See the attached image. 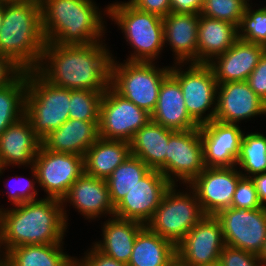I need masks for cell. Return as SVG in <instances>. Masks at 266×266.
Returning a JSON list of instances; mask_svg holds the SVG:
<instances>
[{"label":"cell","mask_w":266,"mask_h":266,"mask_svg":"<svg viewBox=\"0 0 266 266\" xmlns=\"http://www.w3.org/2000/svg\"><path fill=\"white\" fill-rule=\"evenodd\" d=\"M29 169H31L32 178L33 177L34 178L32 180L31 179L29 180V179L24 178L22 176L15 175L14 180L17 183L16 182L13 183V185L10 186L11 189L9 188L10 191L9 190L7 191L9 201L11 202V204L13 206L20 205L24 202H29V201H33V200L38 199V198H36L38 195L37 194L38 189H35V183H38L37 182V173H36L34 166H30ZM22 178H24L25 180H23ZM35 180H36V182H35ZM15 185L18 187H14Z\"/></svg>","instance_id":"obj_38"},{"label":"cell","mask_w":266,"mask_h":266,"mask_svg":"<svg viewBox=\"0 0 266 266\" xmlns=\"http://www.w3.org/2000/svg\"><path fill=\"white\" fill-rule=\"evenodd\" d=\"M99 121L68 119L58 129L43 138L42 146L57 153L83 156L99 138Z\"/></svg>","instance_id":"obj_24"},{"label":"cell","mask_w":266,"mask_h":266,"mask_svg":"<svg viewBox=\"0 0 266 266\" xmlns=\"http://www.w3.org/2000/svg\"><path fill=\"white\" fill-rule=\"evenodd\" d=\"M150 170L142 160L132 155L121 163L106 180L113 206L115 207Z\"/></svg>","instance_id":"obj_31"},{"label":"cell","mask_w":266,"mask_h":266,"mask_svg":"<svg viewBox=\"0 0 266 266\" xmlns=\"http://www.w3.org/2000/svg\"><path fill=\"white\" fill-rule=\"evenodd\" d=\"M88 250L81 259L75 258V266H127L114 258L106 256L94 246Z\"/></svg>","instance_id":"obj_41"},{"label":"cell","mask_w":266,"mask_h":266,"mask_svg":"<svg viewBox=\"0 0 266 266\" xmlns=\"http://www.w3.org/2000/svg\"><path fill=\"white\" fill-rule=\"evenodd\" d=\"M224 247L220 221L215 215H205L176 245V253L186 265H203L219 261Z\"/></svg>","instance_id":"obj_14"},{"label":"cell","mask_w":266,"mask_h":266,"mask_svg":"<svg viewBox=\"0 0 266 266\" xmlns=\"http://www.w3.org/2000/svg\"><path fill=\"white\" fill-rule=\"evenodd\" d=\"M13 207L0 208L1 257L17 246L64 243L68 225L61 200L45 197Z\"/></svg>","instance_id":"obj_2"},{"label":"cell","mask_w":266,"mask_h":266,"mask_svg":"<svg viewBox=\"0 0 266 266\" xmlns=\"http://www.w3.org/2000/svg\"><path fill=\"white\" fill-rule=\"evenodd\" d=\"M231 207L247 210L263 207L259 201L255 184L251 178L242 176L239 179L233 195Z\"/></svg>","instance_id":"obj_37"},{"label":"cell","mask_w":266,"mask_h":266,"mask_svg":"<svg viewBox=\"0 0 266 266\" xmlns=\"http://www.w3.org/2000/svg\"><path fill=\"white\" fill-rule=\"evenodd\" d=\"M171 185L160 171L151 169L114 207V216L146 225Z\"/></svg>","instance_id":"obj_16"},{"label":"cell","mask_w":266,"mask_h":266,"mask_svg":"<svg viewBox=\"0 0 266 266\" xmlns=\"http://www.w3.org/2000/svg\"><path fill=\"white\" fill-rule=\"evenodd\" d=\"M151 120V114L122 97L111 86L104 91L99 114V137L130 142Z\"/></svg>","instance_id":"obj_10"},{"label":"cell","mask_w":266,"mask_h":266,"mask_svg":"<svg viewBox=\"0 0 266 266\" xmlns=\"http://www.w3.org/2000/svg\"><path fill=\"white\" fill-rule=\"evenodd\" d=\"M1 258L8 266H75V257L63 252V243L17 246Z\"/></svg>","instance_id":"obj_29"},{"label":"cell","mask_w":266,"mask_h":266,"mask_svg":"<svg viewBox=\"0 0 266 266\" xmlns=\"http://www.w3.org/2000/svg\"><path fill=\"white\" fill-rule=\"evenodd\" d=\"M104 91L70 90L69 118L99 121L100 103Z\"/></svg>","instance_id":"obj_34"},{"label":"cell","mask_w":266,"mask_h":266,"mask_svg":"<svg viewBox=\"0 0 266 266\" xmlns=\"http://www.w3.org/2000/svg\"><path fill=\"white\" fill-rule=\"evenodd\" d=\"M106 47L103 41L87 45L46 42L36 70L51 84L65 89L106 91L114 57Z\"/></svg>","instance_id":"obj_1"},{"label":"cell","mask_w":266,"mask_h":266,"mask_svg":"<svg viewBox=\"0 0 266 266\" xmlns=\"http://www.w3.org/2000/svg\"><path fill=\"white\" fill-rule=\"evenodd\" d=\"M194 266H220V264H219V261H217L211 264L194 265Z\"/></svg>","instance_id":"obj_49"},{"label":"cell","mask_w":266,"mask_h":266,"mask_svg":"<svg viewBox=\"0 0 266 266\" xmlns=\"http://www.w3.org/2000/svg\"><path fill=\"white\" fill-rule=\"evenodd\" d=\"M151 120L174 131L200 127L188 114L180 84L171 73L162 82Z\"/></svg>","instance_id":"obj_23"},{"label":"cell","mask_w":266,"mask_h":266,"mask_svg":"<svg viewBox=\"0 0 266 266\" xmlns=\"http://www.w3.org/2000/svg\"><path fill=\"white\" fill-rule=\"evenodd\" d=\"M199 128L205 167L236 166L244 133L240 126L212 120Z\"/></svg>","instance_id":"obj_18"},{"label":"cell","mask_w":266,"mask_h":266,"mask_svg":"<svg viewBox=\"0 0 266 266\" xmlns=\"http://www.w3.org/2000/svg\"><path fill=\"white\" fill-rule=\"evenodd\" d=\"M174 130L150 120L141 127L130 141L131 155L142 160L150 169L158 170L165 176V156L169 136Z\"/></svg>","instance_id":"obj_26"},{"label":"cell","mask_w":266,"mask_h":266,"mask_svg":"<svg viewBox=\"0 0 266 266\" xmlns=\"http://www.w3.org/2000/svg\"><path fill=\"white\" fill-rule=\"evenodd\" d=\"M144 226L138 221L112 216L103 223L102 240L93 242V246L106 256L127 265L132 255L136 236Z\"/></svg>","instance_id":"obj_25"},{"label":"cell","mask_w":266,"mask_h":266,"mask_svg":"<svg viewBox=\"0 0 266 266\" xmlns=\"http://www.w3.org/2000/svg\"><path fill=\"white\" fill-rule=\"evenodd\" d=\"M220 266H262L256 254L225 245L220 257Z\"/></svg>","instance_id":"obj_39"},{"label":"cell","mask_w":266,"mask_h":266,"mask_svg":"<svg viewBox=\"0 0 266 266\" xmlns=\"http://www.w3.org/2000/svg\"><path fill=\"white\" fill-rule=\"evenodd\" d=\"M197 63H209L223 54L238 38V26L199 14Z\"/></svg>","instance_id":"obj_27"},{"label":"cell","mask_w":266,"mask_h":266,"mask_svg":"<svg viewBox=\"0 0 266 266\" xmlns=\"http://www.w3.org/2000/svg\"><path fill=\"white\" fill-rule=\"evenodd\" d=\"M171 12L184 14H200L203 0H170Z\"/></svg>","instance_id":"obj_44"},{"label":"cell","mask_w":266,"mask_h":266,"mask_svg":"<svg viewBox=\"0 0 266 266\" xmlns=\"http://www.w3.org/2000/svg\"><path fill=\"white\" fill-rule=\"evenodd\" d=\"M266 47L238 39L223 54L207 63L213 70L218 84L246 81L257 66Z\"/></svg>","instance_id":"obj_21"},{"label":"cell","mask_w":266,"mask_h":266,"mask_svg":"<svg viewBox=\"0 0 266 266\" xmlns=\"http://www.w3.org/2000/svg\"><path fill=\"white\" fill-rule=\"evenodd\" d=\"M176 256L173 242L144 226L136 236L127 266H168Z\"/></svg>","instance_id":"obj_30"},{"label":"cell","mask_w":266,"mask_h":266,"mask_svg":"<svg viewBox=\"0 0 266 266\" xmlns=\"http://www.w3.org/2000/svg\"><path fill=\"white\" fill-rule=\"evenodd\" d=\"M246 82L250 88L266 103V50Z\"/></svg>","instance_id":"obj_40"},{"label":"cell","mask_w":266,"mask_h":266,"mask_svg":"<svg viewBox=\"0 0 266 266\" xmlns=\"http://www.w3.org/2000/svg\"><path fill=\"white\" fill-rule=\"evenodd\" d=\"M3 22V0H0V28Z\"/></svg>","instance_id":"obj_48"},{"label":"cell","mask_w":266,"mask_h":266,"mask_svg":"<svg viewBox=\"0 0 266 266\" xmlns=\"http://www.w3.org/2000/svg\"><path fill=\"white\" fill-rule=\"evenodd\" d=\"M225 245L258 255L266 239V207L247 210L228 207L215 215Z\"/></svg>","instance_id":"obj_13"},{"label":"cell","mask_w":266,"mask_h":266,"mask_svg":"<svg viewBox=\"0 0 266 266\" xmlns=\"http://www.w3.org/2000/svg\"><path fill=\"white\" fill-rule=\"evenodd\" d=\"M27 71L21 72L9 85L0 89V135L25 115Z\"/></svg>","instance_id":"obj_32"},{"label":"cell","mask_w":266,"mask_h":266,"mask_svg":"<svg viewBox=\"0 0 266 266\" xmlns=\"http://www.w3.org/2000/svg\"><path fill=\"white\" fill-rule=\"evenodd\" d=\"M70 89L48 82L37 70L27 71L25 116L42 140L69 119Z\"/></svg>","instance_id":"obj_6"},{"label":"cell","mask_w":266,"mask_h":266,"mask_svg":"<svg viewBox=\"0 0 266 266\" xmlns=\"http://www.w3.org/2000/svg\"><path fill=\"white\" fill-rule=\"evenodd\" d=\"M40 4L46 42L87 45L105 41L103 16L108 15V5L102 13L93 0H40Z\"/></svg>","instance_id":"obj_4"},{"label":"cell","mask_w":266,"mask_h":266,"mask_svg":"<svg viewBox=\"0 0 266 266\" xmlns=\"http://www.w3.org/2000/svg\"><path fill=\"white\" fill-rule=\"evenodd\" d=\"M130 155V142L99 137L84 155V173L107 180Z\"/></svg>","instance_id":"obj_28"},{"label":"cell","mask_w":266,"mask_h":266,"mask_svg":"<svg viewBox=\"0 0 266 266\" xmlns=\"http://www.w3.org/2000/svg\"><path fill=\"white\" fill-rule=\"evenodd\" d=\"M124 33L125 40L133 48L126 59L129 62H154L165 45L163 18L141 11L129 1L108 5V16Z\"/></svg>","instance_id":"obj_5"},{"label":"cell","mask_w":266,"mask_h":266,"mask_svg":"<svg viewBox=\"0 0 266 266\" xmlns=\"http://www.w3.org/2000/svg\"><path fill=\"white\" fill-rule=\"evenodd\" d=\"M250 0H203L200 14L239 26Z\"/></svg>","instance_id":"obj_36"},{"label":"cell","mask_w":266,"mask_h":266,"mask_svg":"<svg viewBox=\"0 0 266 266\" xmlns=\"http://www.w3.org/2000/svg\"><path fill=\"white\" fill-rule=\"evenodd\" d=\"M61 201L67 225L68 215L64 208L67 203H70L87 220L99 219L105 214H108L109 217L114 216V206L110 199L107 181L88 176L85 173L71 185L67 195Z\"/></svg>","instance_id":"obj_19"},{"label":"cell","mask_w":266,"mask_h":266,"mask_svg":"<svg viewBox=\"0 0 266 266\" xmlns=\"http://www.w3.org/2000/svg\"><path fill=\"white\" fill-rule=\"evenodd\" d=\"M137 9L165 17L171 12L170 0H129Z\"/></svg>","instance_id":"obj_42"},{"label":"cell","mask_w":266,"mask_h":266,"mask_svg":"<svg viewBox=\"0 0 266 266\" xmlns=\"http://www.w3.org/2000/svg\"><path fill=\"white\" fill-rule=\"evenodd\" d=\"M0 266H8V264L0 258Z\"/></svg>","instance_id":"obj_50"},{"label":"cell","mask_w":266,"mask_h":266,"mask_svg":"<svg viewBox=\"0 0 266 266\" xmlns=\"http://www.w3.org/2000/svg\"><path fill=\"white\" fill-rule=\"evenodd\" d=\"M251 179L255 184L259 201L266 207V173L254 175Z\"/></svg>","instance_id":"obj_45"},{"label":"cell","mask_w":266,"mask_h":266,"mask_svg":"<svg viewBox=\"0 0 266 266\" xmlns=\"http://www.w3.org/2000/svg\"><path fill=\"white\" fill-rule=\"evenodd\" d=\"M46 44L40 0L3 1L0 53L23 72L36 70Z\"/></svg>","instance_id":"obj_3"},{"label":"cell","mask_w":266,"mask_h":266,"mask_svg":"<svg viewBox=\"0 0 266 266\" xmlns=\"http://www.w3.org/2000/svg\"><path fill=\"white\" fill-rule=\"evenodd\" d=\"M199 14L169 12L163 17L164 43L174 53V64L197 63Z\"/></svg>","instance_id":"obj_22"},{"label":"cell","mask_w":266,"mask_h":266,"mask_svg":"<svg viewBox=\"0 0 266 266\" xmlns=\"http://www.w3.org/2000/svg\"><path fill=\"white\" fill-rule=\"evenodd\" d=\"M124 61L119 63L113 57L110 86L122 97L152 114L162 82L171 67L159 68L154 62Z\"/></svg>","instance_id":"obj_7"},{"label":"cell","mask_w":266,"mask_h":266,"mask_svg":"<svg viewBox=\"0 0 266 266\" xmlns=\"http://www.w3.org/2000/svg\"><path fill=\"white\" fill-rule=\"evenodd\" d=\"M177 185L171 187L165 192L152 218L146 223V227L168 239L175 245L186 236V234L206 215L195 192H180L176 189ZM178 191V192H177Z\"/></svg>","instance_id":"obj_8"},{"label":"cell","mask_w":266,"mask_h":266,"mask_svg":"<svg viewBox=\"0 0 266 266\" xmlns=\"http://www.w3.org/2000/svg\"><path fill=\"white\" fill-rule=\"evenodd\" d=\"M257 257L259 258L260 264L266 266V239Z\"/></svg>","instance_id":"obj_46"},{"label":"cell","mask_w":266,"mask_h":266,"mask_svg":"<svg viewBox=\"0 0 266 266\" xmlns=\"http://www.w3.org/2000/svg\"><path fill=\"white\" fill-rule=\"evenodd\" d=\"M238 167H205L189 184L206 215H216L231 207L238 181L243 176Z\"/></svg>","instance_id":"obj_15"},{"label":"cell","mask_w":266,"mask_h":266,"mask_svg":"<svg viewBox=\"0 0 266 266\" xmlns=\"http://www.w3.org/2000/svg\"><path fill=\"white\" fill-rule=\"evenodd\" d=\"M168 266H189L182 262L177 256L170 262Z\"/></svg>","instance_id":"obj_47"},{"label":"cell","mask_w":266,"mask_h":266,"mask_svg":"<svg viewBox=\"0 0 266 266\" xmlns=\"http://www.w3.org/2000/svg\"><path fill=\"white\" fill-rule=\"evenodd\" d=\"M22 70L0 53V89L9 85Z\"/></svg>","instance_id":"obj_43"},{"label":"cell","mask_w":266,"mask_h":266,"mask_svg":"<svg viewBox=\"0 0 266 266\" xmlns=\"http://www.w3.org/2000/svg\"><path fill=\"white\" fill-rule=\"evenodd\" d=\"M33 166L37 184L47 194L45 197L62 200L71 185L84 173V157L53 152L41 145Z\"/></svg>","instance_id":"obj_12"},{"label":"cell","mask_w":266,"mask_h":266,"mask_svg":"<svg viewBox=\"0 0 266 266\" xmlns=\"http://www.w3.org/2000/svg\"><path fill=\"white\" fill-rule=\"evenodd\" d=\"M182 66L173 64L170 73L180 84L186 110L199 126L209 123L215 118L218 87L213 70L205 63H189L187 70Z\"/></svg>","instance_id":"obj_9"},{"label":"cell","mask_w":266,"mask_h":266,"mask_svg":"<svg viewBox=\"0 0 266 266\" xmlns=\"http://www.w3.org/2000/svg\"><path fill=\"white\" fill-rule=\"evenodd\" d=\"M204 169L200 128L174 131L169 136L165 156L166 179L172 185H178V181L189 185Z\"/></svg>","instance_id":"obj_11"},{"label":"cell","mask_w":266,"mask_h":266,"mask_svg":"<svg viewBox=\"0 0 266 266\" xmlns=\"http://www.w3.org/2000/svg\"><path fill=\"white\" fill-rule=\"evenodd\" d=\"M244 177L266 173V136L260 132L243 133L237 164ZM244 170V172H243ZM246 172V173H245Z\"/></svg>","instance_id":"obj_33"},{"label":"cell","mask_w":266,"mask_h":266,"mask_svg":"<svg viewBox=\"0 0 266 266\" xmlns=\"http://www.w3.org/2000/svg\"><path fill=\"white\" fill-rule=\"evenodd\" d=\"M238 38L266 47V6L254 10L247 4L238 26Z\"/></svg>","instance_id":"obj_35"},{"label":"cell","mask_w":266,"mask_h":266,"mask_svg":"<svg viewBox=\"0 0 266 266\" xmlns=\"http://www.w3.org/2000/svg\"><path fill=\"white\" fill-rule=\"evenodd\" d=\"M41 145L25 115L8 126L0 135V176L12 164V167L33 166Z\"/></svg>","instance_id":"obj_20"},{"label":"cell","mask_w":266,"mask_h":266,"mask_svg":"<svg viewBox=\"0 0 266 266\" xmlns=\"http://www.w3.org/2000/svg\"><path fill=\"white\" fill-rule=\"evenodd\" d=\"M266 115V103L250 88L246 81L218 84L214 120L226 124H239L243 120Z\"/></svg>","instance_id":"obj_17"}]
</instances>
